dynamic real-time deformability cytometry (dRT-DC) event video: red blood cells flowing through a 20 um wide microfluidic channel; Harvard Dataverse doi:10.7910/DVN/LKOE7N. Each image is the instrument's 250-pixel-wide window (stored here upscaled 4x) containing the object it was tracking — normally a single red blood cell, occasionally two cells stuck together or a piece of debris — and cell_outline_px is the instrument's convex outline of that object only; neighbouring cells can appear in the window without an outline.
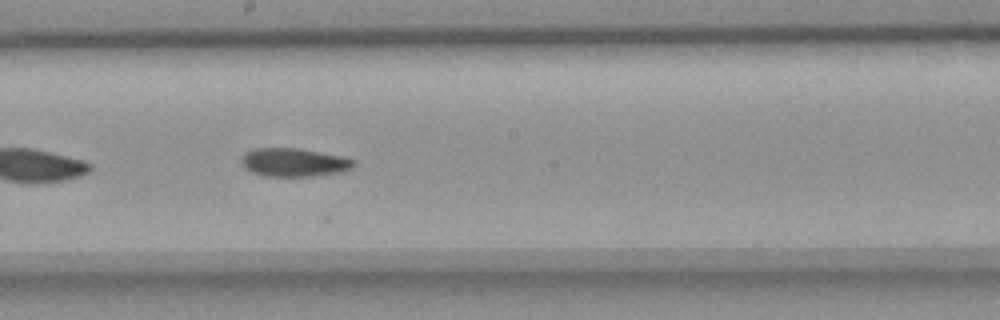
{"species": "common noctule bat (a hibernating species)", "species_latin": "Nyctalus noctula", "temperature_condition": "room temperature", "stored_images_in_passage": 36, "camera_frame_rate_fps": 3000, "um_per_image_px": 0.085, "animal": {"sex": "female", "body_mass_g": 18.4}, "frame": {"image": 1, "passage_image": 15, "time_ms": 4.667, "image_size_px": [1000, 320], "cell_outline_px": [[356, 164], [352, 168], [344, 172], [312, 176], [264, 176], [252, 172], [244, 168], [240, 160], [244, 152], [256, 148], [296, 148], [344, 156], [356, 160]], "centroid_in_image_um": [25.01, 13.8], "position_along_channel_um": 223.2, "area_um2": 18.84}}
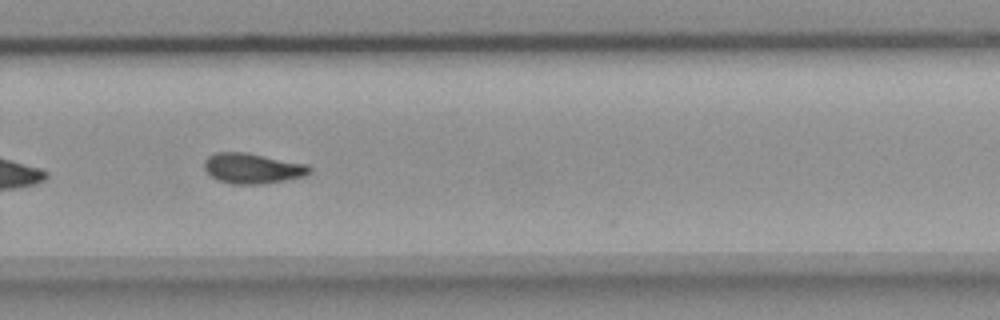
{"frame": {"image": 2, "passage_image": 22, "time_ms": 7.0, "image_size_px": [1000, 320], "cell_outline_px": [[312, 172], [304, 176], [288, 180], [264, 184], [232, 184], [216, 180], [204, 168], [204, 160], [208, 156], [216, 152], [244, 152], [308, 164], [312, 168]], "centroid_in_image_um": [21.48, 14.32], "position_along_channel_um": 308.3, "area_um2": 18.79}}